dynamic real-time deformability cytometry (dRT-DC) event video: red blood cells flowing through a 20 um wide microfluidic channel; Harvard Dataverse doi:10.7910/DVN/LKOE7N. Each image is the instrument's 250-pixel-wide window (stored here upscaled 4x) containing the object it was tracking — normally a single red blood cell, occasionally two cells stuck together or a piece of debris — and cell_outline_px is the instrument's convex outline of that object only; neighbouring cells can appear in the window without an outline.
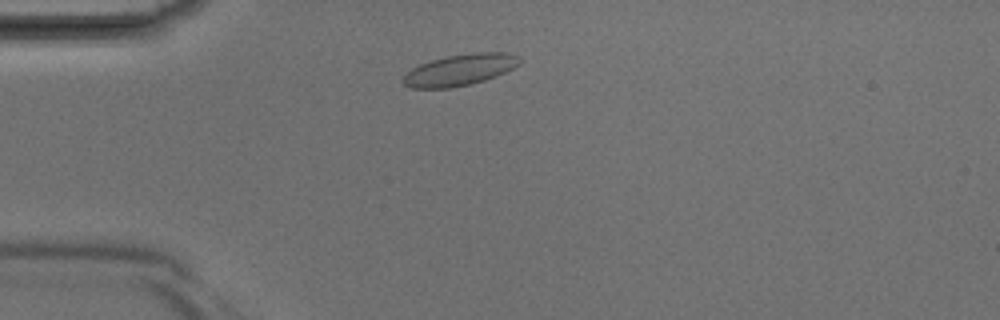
{"species": "Egyptian fruit bat (a non-hibernating species)", "species_latin": "Rousettus aegyptiacus", "temperature_condition": "room temperature", "stored_images_in_passage": 34, "camera_frame_rate_fps": 3000, "um_per_image_px": 0.085, "animal": {"sex": "male"}, "frame": {"image": 1, "passage_image": 4, "time_ms": 1.0, "image_size_px": [1000, 320], "cell_outline_px": [[520, 64], [496, 76], [484, 80], [452, 88], [412, 88], [404, 84], [400, 80], [412, 68], [420, 64], [432, 60], [448, 56], [476, 52], [508, 52], [520, 56]], "centroid_in_image_um": [39.1, 5.93], "position_along_channel_um": 45.9, "area_um2": 21.15}}
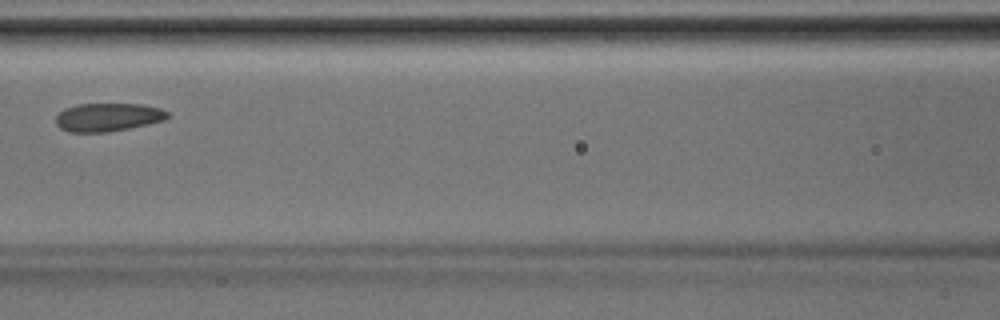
{"frame": {"image": 2, "passage_image": 12, "time_ms": 3.667, "image_size_px": [1000, 320], "cell_outline_px": [[168, 116], [164, 120], [148, 124], [108, 132], [68, 132], [60, 128], [56, 124], [56, 116], [64, 108], [76, 104], [140, 104], [160, 108], [168, 112]], "centroid_in_image_um": [9.14, 9.96], "position_along_channel_um": 157.5, "area_um2": 18.38}}
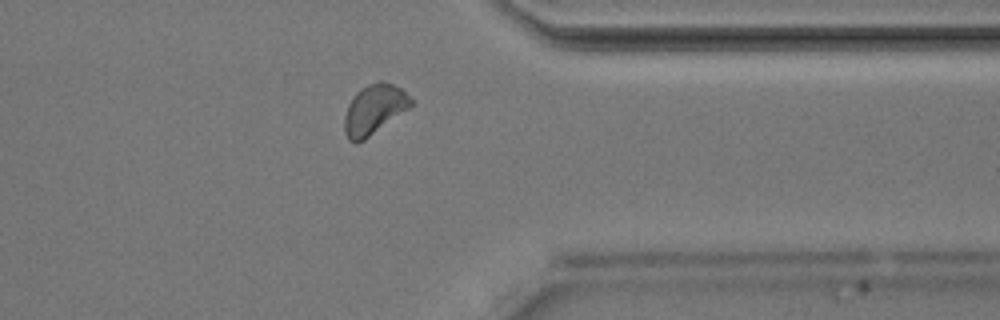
{"frame": {"image": 3, "passage_image": 26, "time_ms": 8.333, "image_size_px": [1000, 320], "cell_outline_px": [[412, 104], [408, 108], [364, 140], [356, 144], [348, 140], [344, 132], [344, 116], [348, 104], [356, 92], [360, 88], [368, 84], [380, 80], [384, 80], [400, 88], [412, 100]], "centroid_in_image_um": [31.75, 9.3], "position_along_channel_um": 379.7, "area_um2": 19.13}}